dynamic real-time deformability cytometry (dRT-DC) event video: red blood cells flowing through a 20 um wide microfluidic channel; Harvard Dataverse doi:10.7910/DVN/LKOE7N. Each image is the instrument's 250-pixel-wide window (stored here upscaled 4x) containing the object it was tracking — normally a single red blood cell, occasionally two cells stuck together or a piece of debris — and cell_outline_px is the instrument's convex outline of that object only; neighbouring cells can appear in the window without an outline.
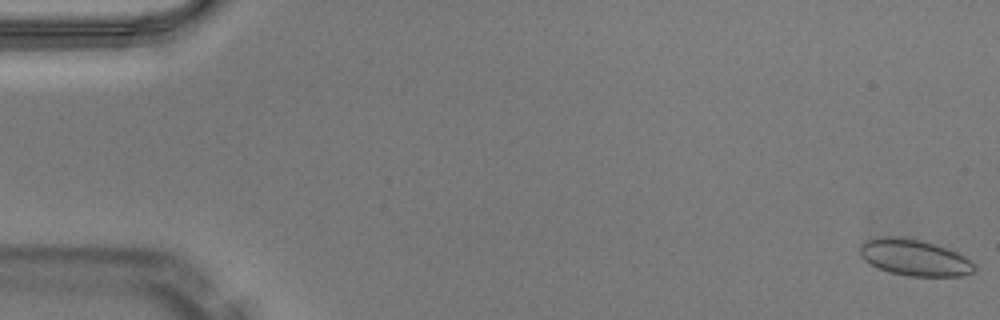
{"species": "Egyptian fruit bat (a non-hibernating species)", "species_latin": "Rousettus aegyptiacus", "temperature_condition": "warm", "stored_images_in_passage": 51, "camera_frame_rate_fps": 3000, "um_per_image_px": 0.085, "animal": {"sex": "male"}, "frame": {"image": 1, "passage_image": 1, "time_ms": 0.0, "image_size_px": [1000, 320], "cell_outline_px": [[976, 272], [960, 276], [908, 276], [888, 272], [876, 268], [864, 260], [860, 256], [860, 244], [864, 240], [880, 236], [900, 236], [920, 240], [936, 244], [956, 252], [964, 256], [976, 264]], "centroid_in_image_um": [77.7, 21.89], "position_along_channel_um": 7.3, "area_um2": 24.68}, "authors_computed_cell_mechanics": {"area_um2": 23.0622, "velocity_mm_per_s": 4.0728, "shape_relaxation_time_tau1_ms": 3.1483, "shape_relaxation_time_tau2_ms": 4.0667, "deformation_change_tau1": 0.0467, "deformation_change_tau2": 0.0864}}